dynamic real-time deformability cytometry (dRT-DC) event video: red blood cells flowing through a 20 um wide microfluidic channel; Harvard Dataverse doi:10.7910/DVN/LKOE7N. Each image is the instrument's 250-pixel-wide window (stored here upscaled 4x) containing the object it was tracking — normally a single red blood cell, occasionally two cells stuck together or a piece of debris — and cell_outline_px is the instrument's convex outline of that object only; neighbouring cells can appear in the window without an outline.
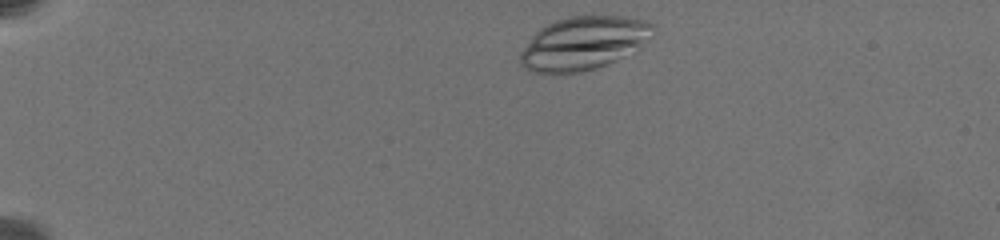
{"species": "common noctule bat (a hibernating species)", "species_latin": "Nyctalus noctula", "temperature_condition": "warm", "stored_images_in_passage": 14, "camera_frame_rate_fps": 3000, "um_per_image_px": 0.085, "animal": {"sex": "female", "body_mass_g": 19.5, "forearm_length_mm": 54.1}, "frame": {"image": 1, "passage_image": 2, "time_ms": 0.333, "image_size_px": [1000, 240], "cell_outline_px": [[656, 28], [640, 44], [624, 56], [616, 60], [596, 68], [580, 72], [532, 72], [524, 68], [520, 64], [520, 52], [532, 36], [540, 28], [556, 20], [572, 16], [620, 16], [648, 20]], "centroid_in_image_um": [49.55, 3.66], "position_along_channel_um": 35.4, "area_um2": 40.46}}